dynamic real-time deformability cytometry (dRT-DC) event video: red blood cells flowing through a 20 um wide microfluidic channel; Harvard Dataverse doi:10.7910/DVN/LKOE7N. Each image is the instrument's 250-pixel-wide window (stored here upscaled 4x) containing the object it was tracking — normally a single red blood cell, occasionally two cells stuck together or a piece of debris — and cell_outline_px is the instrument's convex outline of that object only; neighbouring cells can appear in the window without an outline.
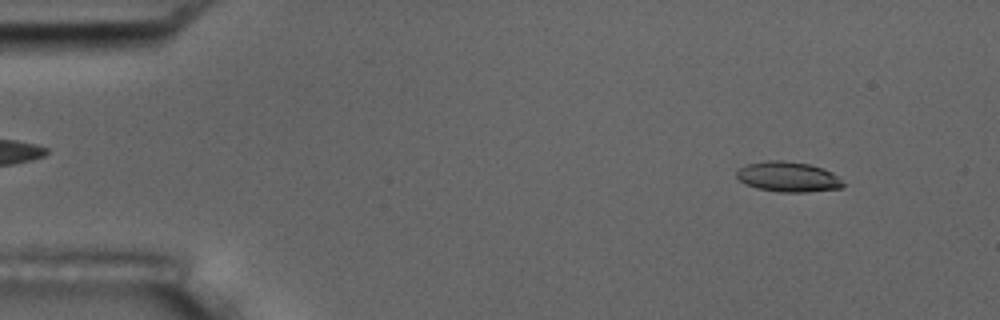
{"species": "common noctule bat (a hibernating species)", "species_latin": "Nyctalus noctula", "temperature_condition": "room temperature", "stored_images_in_passage": 4, "camera_frame_rate_fps": 3000, "um_per_image_px": 0.085, "animal": {"sex": "male", "body_mass_g": 17.5, "forearm_length_mm": 52.3}, "frame": {"image": 1, "passage_image": 1, "time_ms": 0.0, "image_size_px": [1000, 320], "cell_outline_px": [[844, 184], [840, 188], [808, 192], [780, 192], [756, 188], [744, 184], [736, 176], [736, 172], [740, 168], [748, 164], [768, 160], [784, 160], [808, 164], [832, 172]], "centroid_in_image_um": [66.95, 15.03], "position_along_channel_um": 18.1, "area_um2": 18.55}}
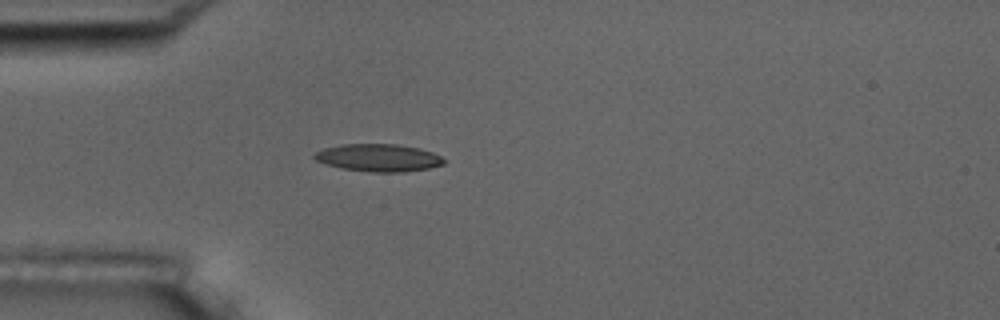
{"frame": {"image": 2, "passage_image": 4, "time_ms": 3.333, "image_size_px": [1000, 320], "cell_outline_px": [[444, 164], [428, 168], [404, 172], [372, 172], [340, 168], [316, 160], [312, 156], [316, 152], [324, 148], [340, 144], [396, 144], [416, 148], [432, 152], [440, 156], [444, 160]], "centroid_in_image_um": [32.15, 13.41], "position_along_channel_um": 52.9, "area_um2": 20.58}}